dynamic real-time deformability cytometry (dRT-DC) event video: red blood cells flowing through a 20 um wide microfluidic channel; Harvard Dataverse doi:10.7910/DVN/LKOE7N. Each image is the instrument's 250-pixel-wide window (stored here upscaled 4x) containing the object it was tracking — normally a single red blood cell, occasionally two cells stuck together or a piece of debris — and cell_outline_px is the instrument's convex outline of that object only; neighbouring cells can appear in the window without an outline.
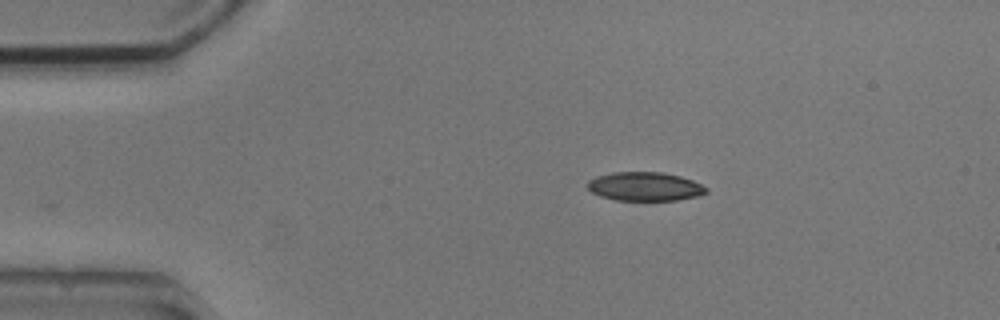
{"species": "common noctule bat (a hibernating species)", "species_latin": "Nyctalus noctula", "temperature_condition": "cold", "stored_images_in_passage": 6, "camera_frame_rate_fps": 3000, "um_per_image_px": 0.085, "animal": {"sex": "male", "body_mass_g": 20.5, "forearm_length_mm": 52.5}, "frame": {"image": 1, "passage_image": 1, "time_ms": 0.0, "image_size_px": [1000, 320], "cell_outline_px": [[708, 192], [700, 196], [676, 200], [616, 200], [600, 196], [592, 192], [588, 188], [588, 180], [596, 176], [612, 172], [664, 172], [680, 176], [692, 180], [708, 188]], "centroid_in_image_um": [54.83, 15.85], "position_along_channel_um": 30.2, "area_um2": 20.0}}
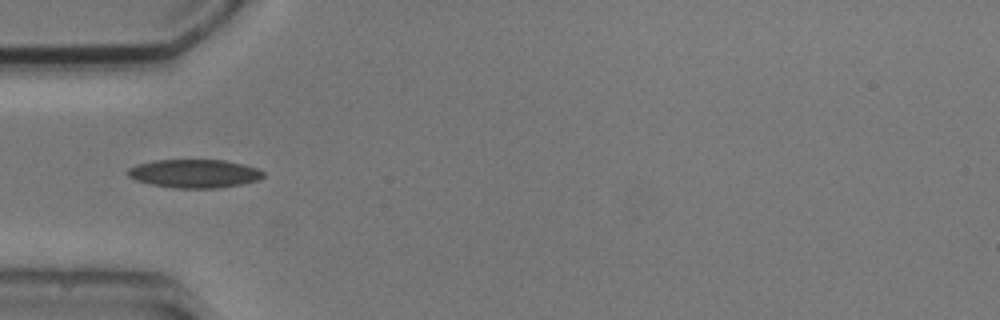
{"frame": {"image": 2, "passage_image": 3, "time_ms": 2.333, "image_size_px": [1000, 320], "cell_outline_px": [[264, 176], [260, 180], [240, 184], [216, 188], [176, 188], [152, 184], [136, 180], [128, 176], [124, 172], [128, 168], [136, 164], [156, 160], [224, 160], [244, 164], [256, 168], [264, 172]], "centroid_in_image_um": [16.51, 14.75], "position_along_channel_um": 68.5, "area_um2": 22.48}}